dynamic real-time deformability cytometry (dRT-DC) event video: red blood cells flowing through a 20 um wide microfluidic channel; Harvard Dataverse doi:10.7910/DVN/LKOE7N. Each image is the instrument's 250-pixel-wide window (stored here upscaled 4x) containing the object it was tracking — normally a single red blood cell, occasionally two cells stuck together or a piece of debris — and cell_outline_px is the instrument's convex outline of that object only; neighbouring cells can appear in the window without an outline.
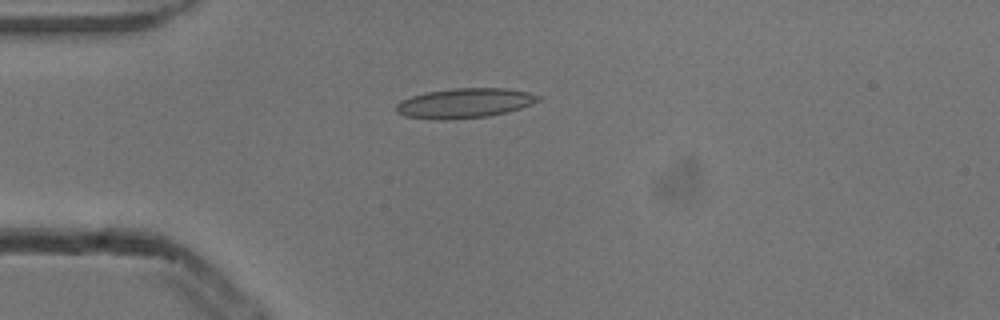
{"species": "common noctule bat (a hibernating species)", "species_latin": "Nyctalus noctula", "temperature_condition": "cold", "stored_images_in_passage": 5, "camera_frame_rate_fps": 3000, "um_per_image_px": 0.085, "animal": {"sex": "male", "body_mass_g": 13.3}, "frame": {"image": 1, "passage_image": 5, "time_ms": 1.333, "image_size_px": [1000, 320], "cell_outline_px": [[544, 96], [540, 100], [532, 104], [520, 108], [488, 116], [452, 120], [432, 120], [404, 116], [396, 112], [396, 104], [400, 100], [424, 92], [452, 88], [504, 88], [528, 92]], "centroid_in_image_um": [39.46, 8.77], "position_along_channel_um": 45.5, "area_um2": 24.97}}